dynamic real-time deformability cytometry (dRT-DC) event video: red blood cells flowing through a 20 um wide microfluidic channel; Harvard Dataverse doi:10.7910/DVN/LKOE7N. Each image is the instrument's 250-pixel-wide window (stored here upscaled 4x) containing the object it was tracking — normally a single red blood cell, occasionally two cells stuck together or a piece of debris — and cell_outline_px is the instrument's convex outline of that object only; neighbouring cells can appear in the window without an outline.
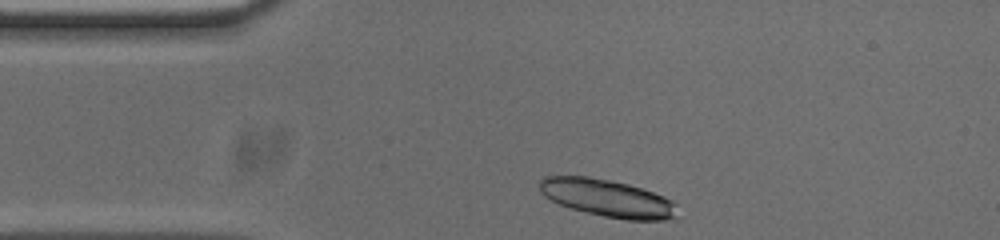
{"species": "common noctule bat (a hibernating species)", "species_latin": "Nyctalus noctula", "temperature_condition": "cold", "stored_images_in_passage": 33, "camera_frame_rate_fps": 3000, "um_per_image_px": 0.085, "animal": {"sex": "male", "body_mass_g": 20.0, "forearm_length_mm": 53.3}, "frame": {"image": 1, "passage_image": 1, "time_ms": 0.0, "image_size_px": [1000, 240], "cell_outline_px": [[676, 220], [624, 220], [604, 216], [572, 208], [560, 204], [544, 196], [540, 192], [540, 180], [544, 176], [588, 176], [628, 184], [664, 196], [672, 200], [676, 204]], "centroid_in_image_um": [51.67, 16.85], "position_along_channel_um": 33.3, "area_um2": 29.94}}